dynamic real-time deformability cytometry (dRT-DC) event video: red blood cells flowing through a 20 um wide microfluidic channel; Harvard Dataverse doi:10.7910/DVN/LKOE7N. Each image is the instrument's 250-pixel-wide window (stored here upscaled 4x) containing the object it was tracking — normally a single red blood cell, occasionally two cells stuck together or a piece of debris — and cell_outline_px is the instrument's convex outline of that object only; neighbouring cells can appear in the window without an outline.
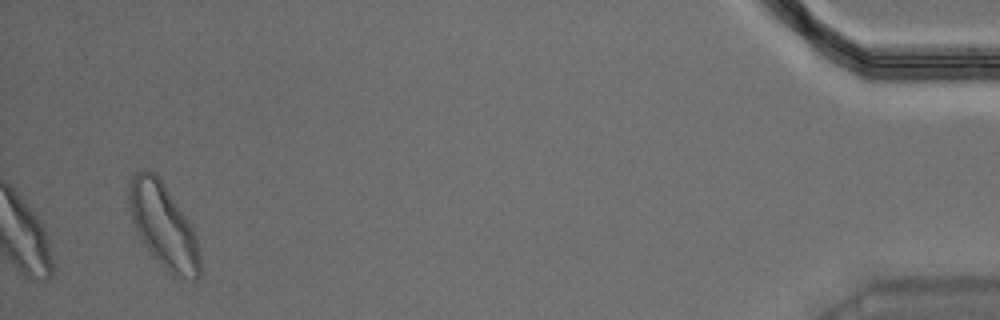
{"species": "Egyptian fruit bat (a non-hibernating species)", "species_latin": "Rousettus aegyptiacus", "temperature_condition": "warm", "stored_images_in_passage": 42, "segment_of_instrument_passage": [2, 2], "camera_frame_rate_fps": 3000, "um_per_image_px": 0.085, "animal": {"sex": "male"}, "frame": {"image": 1, "passage_image": 42, "time_ms": 13.667, "image_size_px": [1000, 320], "cell_outline_px": [[200, 276], [192, 284], [172, 276], [160, 264], [144, 244], [136, 232], [128, 208], [128, 184], [132, 176], [136, 172], [144, 168], [152, 172], [164, 184], [192, 228], [196, 240], [200, 256]], "centroid_in_image_um": [13.87, 19.25], "position_along_channel_um": 421.3, "area_um2": 34.97}}